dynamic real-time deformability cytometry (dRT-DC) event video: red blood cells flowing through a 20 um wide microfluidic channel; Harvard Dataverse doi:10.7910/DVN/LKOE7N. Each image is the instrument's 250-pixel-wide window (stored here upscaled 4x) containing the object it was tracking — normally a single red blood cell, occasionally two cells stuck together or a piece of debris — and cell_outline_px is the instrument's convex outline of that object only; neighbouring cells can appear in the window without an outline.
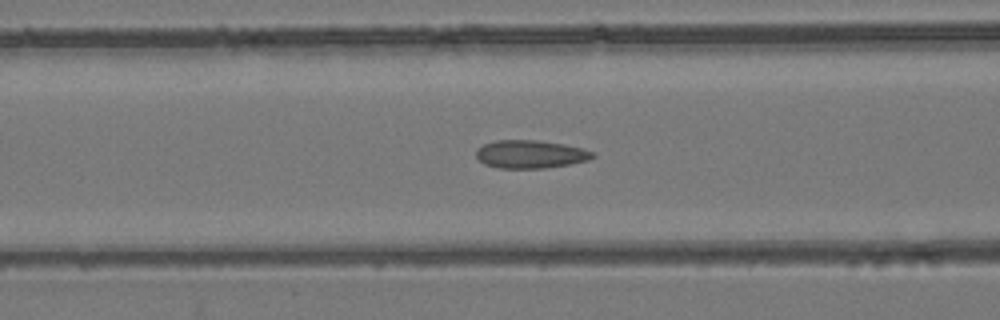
{"species": "common noctule bat (a hibernating species)", "species_latin": "Nyctalus noctula", "temperature_condition": "room temperature", "stored_images_in_passage": 55, "camera_frame_rate_fps": 3000, "um_per_image_px": 0.085, "animal": {"sex": "female", "body_mass_g": 24.6, "forearm_length_mm": 56.2}, "frame": {"image": 1, "passage_image": 22, "time_ms": 7.0, "image_size_px": [1000, 320], "cell_outline_px": [[596, 156], [588, 160], [568, 164], [544, 168], [500, 168], [484, 164], [476, 156], [476, 148], [484, 144], [496, 140], [536, 140], [564, 144], [596, 152]], "centroid_in_image_um": [45.08, 13.1], "position_along_channel_um": 121.5, "area_um2": 19.02}}
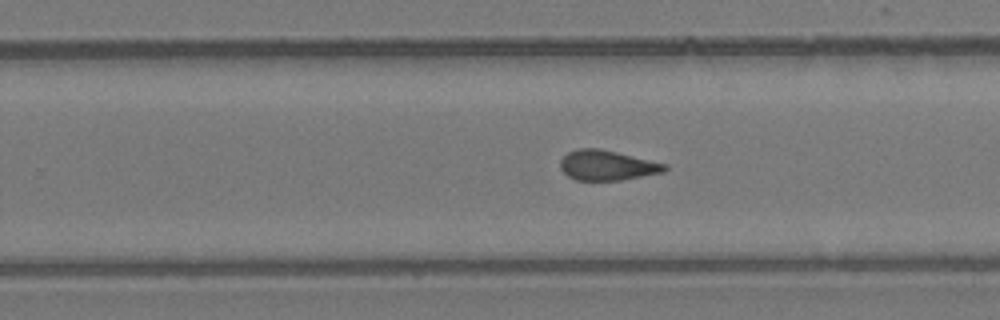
{"frame": {"image": 2, "passage_image": 34, "time_ms": 11.0, "image_size_px": [1000, 320], "cell_outline_px": [[668, 168], [664, 172], [620, 180], [576, 180], [568, 176], [560, 168], [560, 160], [568, 152], [576, 148], [600, 148], [668, 164]], "centroid_in_image_um": [51.6, 14.04], "position_along_channel_um": 278.2, "area_um2": 18.32}}
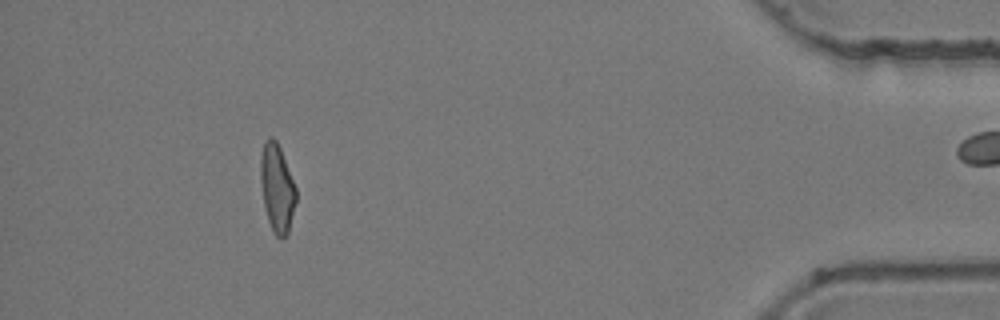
{"frame": {"image": 3, "passage_image": 49, "time_ms": 16.0, "image_size_px": [1000, 320], "cell_outline_px": [[296, 200], [288, 232], [284, 240], [280, 240], [272, 232], [264, 208], [260, 180], [260, 156], [264, 144], [268, 136], [272, 136], [276, 140], [280, 148], [296, 188]], "centroid_in_image_um": [23.53, 16.02], "position_along_channel_um": 411.7, "area_um2": 18.32}}